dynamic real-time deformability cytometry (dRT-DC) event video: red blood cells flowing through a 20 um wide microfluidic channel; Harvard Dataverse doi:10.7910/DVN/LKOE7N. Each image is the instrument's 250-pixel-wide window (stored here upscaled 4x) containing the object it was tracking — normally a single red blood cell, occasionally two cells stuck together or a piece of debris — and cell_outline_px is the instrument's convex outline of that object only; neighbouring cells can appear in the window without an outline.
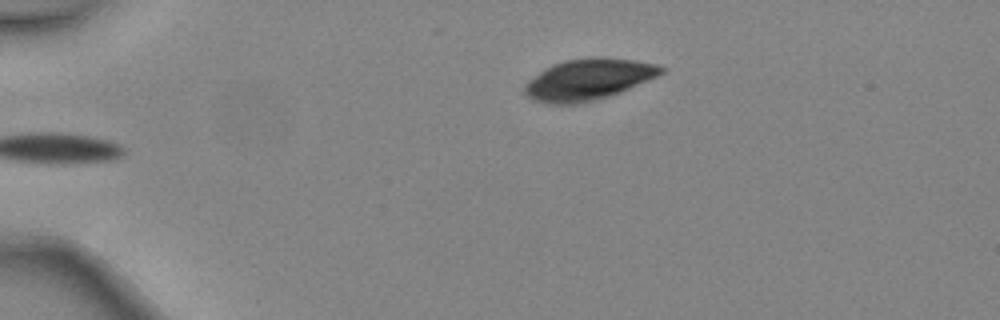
{"species": "common noctule bat (a hibernating species)", "species_latin": "Nyctalus noctula", "temperature_condition": "warm", "stored_images_in_passage": 5, "camera_frame_rate_fps": 3000, "um_per_image_px": 0.085, "animal": {"sex": "female", "body_mass_g": 24.6, "forearm_length_mm": 56.2}, "frame": {"image": 1, "passage_image": 5, "time_ms": 1.333, "image_size_px": [1000, 320], "cell_outline_px": [[668, 68], [664, 72], [656, 76], [620, 92], [596, 100], [576, 104], [548, 104], [532, 100], [524, 92], [524, 84], [528, 80], [552, 64], [564, 60], [596, 56], [600, 56], [632, 60], [660, 64]], "centroid_in_image_um": [50.01, 6.74], "position_along_channel_um": 35.0, "area_um2": 32.89}}